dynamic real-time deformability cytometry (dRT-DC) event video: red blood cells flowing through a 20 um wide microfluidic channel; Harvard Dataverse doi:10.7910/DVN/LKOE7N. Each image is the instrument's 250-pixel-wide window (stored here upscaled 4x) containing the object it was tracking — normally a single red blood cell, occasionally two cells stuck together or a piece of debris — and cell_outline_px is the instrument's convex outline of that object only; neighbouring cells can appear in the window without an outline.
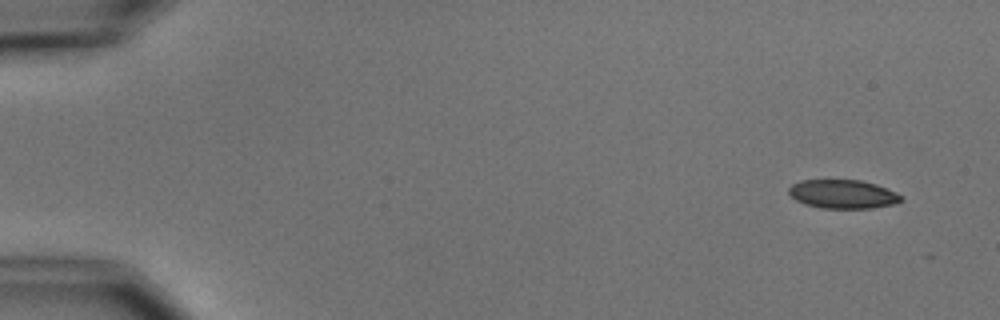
{"species": "common noctule bat (a hibernating species)", "species_latin": "Nyctalus noctula", "temperature_condition": "cold", "stored_images_in_passage": 6, "camera_frame_rate_fps": 3000, "um_per_image_px": 0.085, "animal": {"sex": "male", "body_mass_g": 15.6}, "frame": {"image": 1, "passage_image": 1, "time_ms": 0.0, "image_size_px": [1000, 320], "cell_outline_px": [[904, 200], [892, 204], [872, 208], [820, 208], [804, 204], [796, 200], [788, 192], [788, 188], [792, 184], [800, 180], [860, 180], [876, 184], [896, 192], [904, 196]], "centroid_in_image_um": [71.65, 16.5], "position_along_channel_um": 13.4, "area_um2": 18.9}}
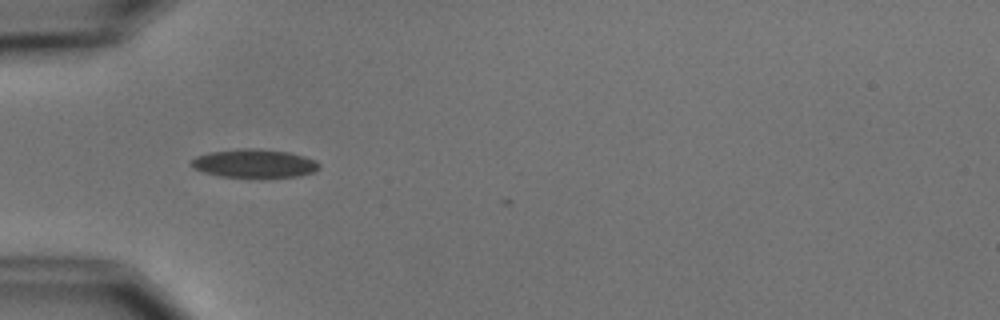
{"frame": {"image": 2, "passage_image": 5, "time_ms": 4.667, "image_size_px": [1000, 320], "cell_outline_px": [[320, 168], [312, 172], [300, 176], [264, 180], [260, 180], [220, 176], [204, 172], [192, 168], [188, 164], [196, 156], [208, 152], [240, 148], [256, 148], [288, 152], [304, 156], [316, 160], [320, 164]], "centroid_in_image_um": [21.62, 13.93], "position_along_channel_um": 63.4, "area_um2": 22.25}}